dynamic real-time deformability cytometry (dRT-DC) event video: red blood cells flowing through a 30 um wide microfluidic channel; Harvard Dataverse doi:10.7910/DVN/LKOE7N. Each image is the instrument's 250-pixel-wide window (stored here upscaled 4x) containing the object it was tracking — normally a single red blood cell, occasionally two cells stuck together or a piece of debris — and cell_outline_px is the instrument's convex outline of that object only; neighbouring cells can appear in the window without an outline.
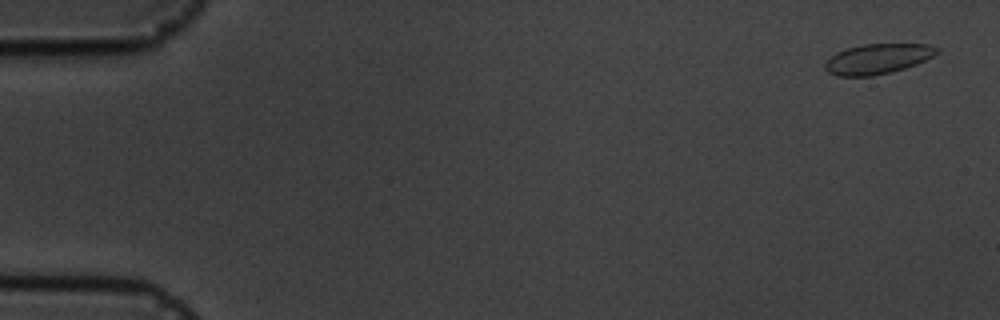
{"species": "common noctule bat (a hibernating species)", "species_latin": "Nyctalus noctula", "temperature_condition": "cold", "stored_images_in_passage": 5, "camera_frame_rate_fps": 3000, "um_per_image_px": 0.085, "animal": {"sex": "male", "body_mass_g": 19.5, "forearm_length_mm": 54.6}, "frame": {"image": 1, "passage_image": 1, "time_ms": 0.0, "image_size_px": [1000, 320], "cell_outline_px": [[940, 52], [916, 64], [904, 68], [872, 76], [836, 76], [828, 72], [824, 68], [824, 64], [836, 52], [848, 48], [864, 44], [928, 44], [936, 48]], "centroid_in_image_um": [74.57, 5.0], "position_along_channel_um": 10.4, "area_um2": 19.36}}
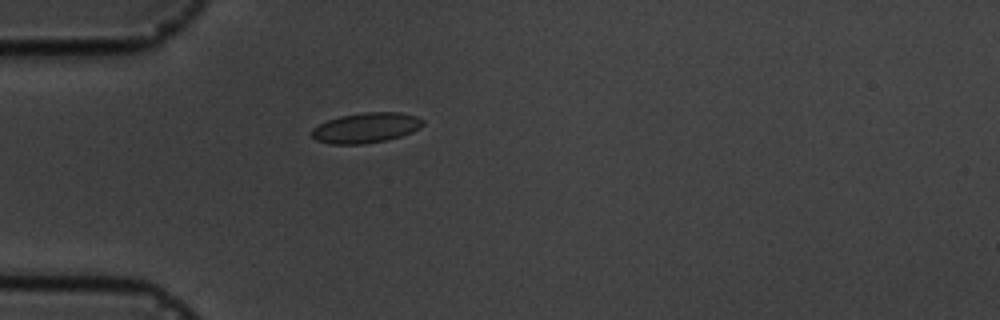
{"frame": {"image": 2, "passage_image": 5, "time_ms": 4.667, "image_size_px": [1000, 320], "cell_outline_px": [[424, 124], [412, 132], [400, 136], [384, 140], [364, 144], [328, 144], [316, 140], [312, 136], [312, 128], [328, 120], [340, 116], [364, 112], [400, 112], [416, 116], [424, 120]], "centroid_in_image_um": [31.1, 10.86], "position_along_channel_um": 53.9, "area_um2": 19.48}}